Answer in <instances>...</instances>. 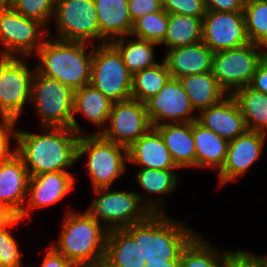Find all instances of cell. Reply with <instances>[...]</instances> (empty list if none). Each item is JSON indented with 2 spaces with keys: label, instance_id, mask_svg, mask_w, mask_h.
Returning <instances> with one entry per match:
<instances>
[{
  "label": "cell",
  "instance_id": "obj_39",
  "mask_svg": "<svg viewBox=\"0 0 267 267\" xmlns=\"http://www.w3.org/2000/svg\"><path fill=\"white\" fill-rule=\"evenodd\" d=\"M18 121L9 117H0V162L8 160L16 153L12 141L16 142Z\"/></svg>",
  "mask_w": 267,
  "mask_h": 267
},
{
  "label": "cell",
  "instance_id": "obj_41",
  "mask_svg": "<svg viewBox=\"0 0 267 267\" xmlns=\"http://www.w3.org/2000/svg\"><path fill=\"white\" fill-rule=\"evenodd\" d=\"M129 14L134 23L140 17L163 10L162 0H128Z\"/></svg>",
  "mask_w": 267,
  "mask_h": 267
},
{
  "label": "cell",
  "instance_id": "obj_17",
  "mask_svg": "<svg viewBox=\"0 0 267 267\" xmlns=\"http://www.w3.org/2000/svg\"><path fill=\"white\" fill-rule=\"evenodd\" d=\"M72 173L58 171L30 176L27 199L21 214L22 221L28 219L33 210L50 207L65 198L75 188Z\"/></svg>",
  "mask_w": 267,
  "mask_h": 267
},
{
  "label": "cell",
  "instance_id": "obj_15",
  "mask_svg": "<svg viewBox=\"0 0 267 267\" xmlns=\"http://www.w3.org/2000/svg\"><path fill=\"white\" fill-rule=\"evenodd\" d=\"M266 140V133L250 130L230 140L225 163L217 173V189L237 181L240 176L243 177L261 158Z\"/></svg>",
  "mask_w": 267,
  "mask_h": 267
},
{
  "label": "cell",
  "instance_id": "obj_27",
  "mask_svg": "<svg viewBox=\"0 0 267 267\" xmlns=\"http://www.w3.org/2000/svg\"><path fill=\"white\" fill-rule=\"evenodd\" d=\"M140 245L125 229L108 231L102 267H145Z\"/></svg>",
  "mask_w": 267,
  "mask_h": 267
},
{
  "label": "cell",
  "instance_id": "obj_45",
  "mask_svg": "<svg viewBox=\"0 0 267 267\" xmlns=\"http://www.w3.org/2000/svg\"><path fill=\"white\" fill-rule=\"evenodd\" d=\"M17 217L10 208L0 204V230L7 228Z\"/></svg>",
  "mask_w": 267,
  "mask_h": 267
},
{
  "label": "cell",
  "instance_id": "obj_26",
  "mask_svg": "<svg viewBox=\"0 0 267 267\" xmlns=\"http://www.w3.org/2000/svg\"><path fill=\"white\" fill-rule=\"evenodd\" d=\"M195 142L196 169L210 168L218 173L225 163L229 141L220 137L211 129L192 122Z\"/></svg>",
  "mask_w": 267,
  "mask_h": 267
},
{
  "label": "cell",
  "instance_id": "obj_46",
  "mask_svg": "<svg viewBox=\"0 0 267 267\" xmlns=\"http://www.w3.org/2000/svg\"><path fill=\"white\" fill-rule=\"evenodd\" d=\"M145 267H180V260H164L158 263H147Z\"/></svg>",
  "mask_w": 267,
  "mask_h": 267
},
{
  "label": "cell",
  "instance_id": "obj_12",
  "mask_svg": "<svg viewBox=\"0 0 267 267\" xmlns=\"http://www.w3.org/2000/svg\"><path fill=\"white\" fill-rule=\"evenodd\" d=\"M30 67L23 57H0V117L20 121L25 104L31 102L36 70Z\"/></svg>",
  "mask_w": 267,
  "mask_h": 267
},
{
  "label": "cell",
  "instance_id": "obj_1",
  "mask_svg": "<svg viewBox=\"0 0 267 267\" xmlns=\"http://www.w3.org/2000/svg\"><path fill=\"white\" fill-rule=\"evenodd\" d=\"M42 133L17 130L16 154L30 176L46 172H69L77 164L79 134L72 128L41 127Z\"/></svg>",
  "mask_w": 267,
  "mask_h": 267
},
{
  "label": "cell",
  "instance_id": "obj_22",
  "mask_svg": "<svg viewBox=\"0 0 267 267\" xmlns=\"http://www.w3.org/2000/svg\"><path fill=\"white\" fill-rule=\"evenodd\" d=\"M112 105L113 102L91 84L76 89L72 129L79 135L89 134L75 118V114L81 113L89 122L98 127V131L96 130L94 134H101L108 124Z\"/></svg>",
  "mask_w": 267,
  "mask_h": 267
},
{
  "label": "cell",
  "instance_id": "obj_19",
  "mask_svg": "<svg viewBox=\"0 0 267 267\" xmlns=\"http://www.w3.org/2000/svg\"><path fill=\"white\" fill-rule=\"evenodd\" d=\"M135 175V182L147 194L135 190L141 201L152 213H165L164 196L171 195L180 183L176 170L143 168L137 169Z\"/></svg>",
  "mask_w": 267,
  "mask_h": 267
},
{
  "label": "cell",
  "instance_id": "obj_16",
  "mask_svg": "<svg viewBox=\"0 0 267 267\" xmlns=\"http://www.w3.org/2000/svg\"><path fill=\"white\" fill-rule=\"evenodd\" d=\"M202 41L215 53L249 43L243 12L206 11Z\"/></svg>",
  "mask_w": 267,
  "mask_h": 267
},
{
  "label": "cell",
  "instance_id": "obj_18",
  "mask_svg": "<svg viewBox=\"0 0 267 267\" xmlns=\"http://www.w3.org/2000/svg\"><path fill=\"white\" fill-rule=\"evenodd\" d=\"M197 121L228 141L248 130L239 105L232 95H228L219 103L201 110L198 113Z\"/></svg>",
  "mask_w": 267,
  "mask_h": 267
},
{
  "label": "cell",
  "instance_id": "obj_35",
  "mask_svg": "<svg viewBox=\"0 0 267 267\" xmlns=\"http://www.w3.org/2000/svg\"><path fill=\"white\" fill-rule=\"evenodd\" d=\"M168 27V13L164 10L137 19L130 36L157 43L164 41Z\"/></svg>",
  "mask_w": 267,
  "mask_h": 267
},
{
  "label": "cell",
  "instance_id": "obj_42",
  "mask_svg": "<svg viewBox=\"0 0 267 267\" xmlns=\"http://www.w3.org/2000/svg\"><path fill=\"white\" fill-rule=\"evenodd\" d=\"M246 0H205L206 11L243 12Z\"/></svg>",
  "mask_w": 267,
  "mask_h": 267
},
{
  "label": "cell",
  "instance_id": "obj_25",
  "mask_svg": "<svg viewBox=\"0 0 267 267\" xmlns=\"http://www.w3.org/2000/svg\"><path fill=\"white\" fill-rule=\"evenodd\" d=\"M101 36L107 41L128 37L133 28L128 0H94Z\"/></svg>",
  "mask_w": 267,
  "mask_h": 267
},
{
  "label": "cell",
  "instance_id": "obj_21",
  "mask_svg": "<svg viewBox=\"0 0 267 267\" xmlns=\"http://www.w3.org/2000/svg\"><path fill=\"white\" fill-rule=\"evenodd\" d=\"M30 175L15 153L0 162V204L7 206L18 216L24 209Z\"/></svg>",
  "mask_w": 267,
  "mask_h": 267
},
{
  "label": "cell",
  "instance_id": "obj_24",
  "mask_svg": "<svg viewBox=\"0 0 267 267\" xmlns=\"http://www.w3.org/2000/svg\"><path fill=\"white\" fill-rule=\"evenodd\" d=\"M179 169L196 168L192 122L164 123L155 127Z\"/></svg>",
  "mask_w": 267,
  "mask_h": 267
},
{
  "label": "cell",
  "instance_id": "obj_34",
  "mask_svg": "<svg viewBox=\"0 0 267 267\" xmlns=\"http://www.w3.org/2000/svg\"><path fill=\"white\" fill-rule=\"evenodd\" d=\"M243 13L249 41L267 49V0H246Z\"/></svg>",
  "mask_w": 267,
  "mask_h": 267
},
{
  "label": "cell",
  "instance_id": "obj_11",
  "mask_svg": "<svg viewBox=\"0 0 267 267\" xmlns=\"http://www.w3.org/2000/svg\"><path fill=\"white\" fill-rule=\"evenodd\" d=\"M90 84L112 102L132 98V74L110 42L94 45Z\"/></svg>",
  "mask_w": 267,
  "mask_h": 267
},
{
  "label": "cell",
  "instance_id": "obj_14",
  "mask_svg": "<svg viewBox=\"0 0 267 267\" xmlns=\"http://www.w3.org/2000/svg\"><path fill=\"white\" fill-rule=\"evenodd\" d=\"M151 127L145 104L131 98L113 102L108 124L101 135L128 148Z\"/></svg>",
  "mask_w": 267,
  "mask_h": 267
},
{
  "label": "cell",
  "instance_id": "obj_13",
  "mask_svg": "<svg viewBox=\"0 0 267 267\" xmlns=\"http://www.w3.org/2000/svg\"><path fill=\"white\" fill-rule=\"evenodd\" d=\"M144 104L152 127L164 123L193 122L198 117L177 78L170 77L159 93L150 97Z\"/></svg>",
  "mask_w": 267,
  "mask_h": 267
},
{
  "label": "cell",
  "instance_id": "obj_40",
  "mask_svg": "<svg viewBox=\"0 0 267 267\" xmlns=\"http://www.w3.org/2000/svg\"><path fill=\"white\" fill-rule=\"evenodd\" d=\"M223 267H263V256H257L243 249L225 251Z\"/></svg>",
  "mask_w": 267,
  "mask_h": 267
},
{
  "label": "cell",
  "instance_id": "obj_8",
  "mask_svg": "<svg viewBox=\"0 0 267 267\" xmlns=\"http://www.w3.org/2000/svg\"><path fill=\"white\" fill-rule=\"evenodd\" d=\"M47 28V29H46ZM48 27L10 6L0 7V57L33 58L48 37Z\"/></svg>",
  "mask_w": 267,
  "mask_h": 267
},
{
  "label": "cell",
  "instance_id": "obj_20",
  "mask_svg": "<svg viewBox=\"0 0 267 267\" xmlns=\"http://www.w3.org/2000/svg\"><path fill=\"white\" fill-rule=\"evenodd\" d=\"M128 163L137 164L139 169L178 170L170 151L155 127H151L144 135L127 148Z\"/></svg>",
  "mask_w": 267,
  "mask_h": 267
},
{
  "label": "cell",
  "instance_id": "obj_23",
  "mask_svg": "<svg viewBox=\"0 0 267 267\" xmlns=\"http://www.w3.org/2000/svg\"><path fill=\"white\" fill-rule=\"evenodd\" d=\"M214 52L203 42L184 47L169 49L162 59L165 61L170 76L181 78L212 70Z\"/></svg>",
  "mask_w": 267,
  "mask_h": 267
},
{
  "label": "cell",
  "instance_id": "obj_31",
  "mask_svg": "<svg viewBox=\"0 0 267 267\" xmlns=\"http://www.w3.org/2000/svg\"><path fill=\"white\" fill-rule=\"evenodd\" d=\"M232 96L239 105L247 129L267 134V94L248 85L236 90Z\"/></svg>",
  "mask_w": 267,
  "mask_h": 267
},
{
  "label": "cell",
  "instance_id": "obj_4",
  "mask_svg": "<svg viewBox=\"0 0 267 267\" xmlns=\"http://www.w3.org/2000/svg\"><path fill=\"white\" fill-rule=\"evenodd\" d=\"M64 41L48 36L40 49L35 66L37 73L53 78L74 91L91 81L94 44ZM89 48V49H88Z\"/></svg>",
  "mask_w": 267,
  "mask_h": 267
},
{
  "label": "cell",
  "instance_id": "obj_5",
  "mask_svg": "<svg viewBox=\"0 0 267 267\" xmlns=\"http://www.w3.org/2000/svg\"><path fill=\"white\" fill-rule=\"evenodd\" d=\"M92 188H109L127 169V147L105 139L101 134L79 136L77 161L86 157Z\"/></svg>",
  "mask_w": 267,
  "mask_h": 267
},
{
  "label": "cell",
  "instance_id": "obj_32",
  "mask_svg": "<svg viewBox=\"0 0 267 267\" xmlns=\"http://www.w3.org/2000/svg\"><path fill=\"white\" fill-rule=\"evenodd\" d=\"M225 252L199 233L183 249L180 267H223Z\"/></svg>",
  "mask_w": 267,
  "mask_h": 267
},
{
  "label": "cell",
  "instance_id": "obj_37",
  "mask_svg": "<svg viewBox=\"0 0 267 267\" xmlns=\"http://www.w3.org/2000/svg\"><path fill=\"white\" fill-rule=\"evenodd\" d=\"M17 217L7 228L0 230V267H22V255L20 244L11 233V227L21 224ZM10 227V228H9Z\"/></svg>",
  "mask_w": 267,
  "mask_h": 267
},
{
  "label": "cell",
  "instance_id": "obj_9",
  "mask_svg": "<svg viewBox=\"0 0 267 267\" xmlns=\"http://www.w3.org/2000/svg\"><path fill=\"white\" fill-rule=\"evenodd\" d=\"M53 19L57 35L48 30L50 37L94 45L108 43L100 34L94 0H55Z\"/></svg>",
  "mask_w": 267,
  "mask_h": 267
},
{
  "label": "cell",
  "instance_id": "obj_29",
  "mask_svg": "<svg viewBox=\"0 0 267 267\" xmlns=\"http://www.w3.org/2000/svg\"><path fill=\"white\" fill-rule=\"evenodd\" d=\"M128 37H120L112 40L110 43L118 50L124 61L127 70L133 75L135 72L154 67L160 62L155 58V47L157 43Z\"/></svg>",
  "mask_w": 267,
  "mask_h": 267
},
{
  "label": "cell",
  "instance_id": "obj_6",
  "mask_svg": "<svg viewBox=\"0 0 267 267\" xmlns=\"http://www.w3.org/2000/svg\"><path fill=\"white\" fill-rule=\"evenodd\" d=\"M87 211L108 230L124 229L145 220L152 212L133 191L99 188L93 190Z\"/></svg>",
  "mask_w": 267,
  "mask_h": 267
},
{
  "label": "cell",
  "instance_id": "obj_2",
  "mask_svg": "<svg viewBox=\"0 0 267 267\" xmlns=\"http://www.w3.org/2000/svg\"><path fill=\"white\" fill-rule=\"evenodd\" d=\"M140 245L147 263L180 260L183 249L198 234L185 221L165 213H151L145 220L124 228Z\"/></svg>",
  "mask_w": 267,
  "mask_h": 267
},
{
  "label": "cell",
  "instance_id": "obj_7",
  "mask_svg": "<svg viewBox=\"0 0 267 267\" xmlns=\"http://www.w3.org/2000/svg\"><path fill=\"white\" fill-rule=\"evenodd\" d=\"M41 127L72 128L74 90L35 71L31 102Z\"/></svg>",
  "mask_w": 267,
  "mask_h": 267
},
{
  "label": "cell",
  "instance_id": "obj_3",
  "mask_svg": "<svg viewBox=\"0 0 267 267\" xmlns=\"http://www.w3.org/2000/svg\"><path fill=\"white\" fill-rule=\"evenodd\" d=\"M65 212L57 243L50 245L79 267H102L109 230L87 210Z\"/></svg>",
  "mask_w": 267,
  "mask_h": 267
},
{
  "label": "cell",
  "instance_id": "obj_43",
  "mask_svg": "<svg viewBox=\"0 0 267 267\" xmlns=\"http://www.w3.org/2000/svg\"><path fill=\"white\" fill-rule=\"evenodd\" d=\"M39 267H79L76 263L65 258L64 255L48 245L44 258Z\"/></svg>",
  "mask_w": 267,
  "mask_h": 267
},
{
  "label": "cell",
  "instance_id": "obj_44",
  "mask_svg": "<svg viewBox=\"0 0 267 267\" xmlns=\"http://www.w3.org/2000/svg\"><path fill=\"white\" fill-rule=\"evenodd\" d=\"M249 86L254 90L267 94V53L263 60L257 65Z\"/></svg>",
  "mask_w": 267,
  "mask_h": 267
},
{
  "label": "cell",
  "instance_id": "obj_10",
  "mask_svg": "<svg viewBox=\"0 0 267 267\" xmlns=\"http://www.w3.org/2000/svg\"><path fill=\"white\" fill-rule=\"evenodd\" d=\"M266 53L265 47L251 42L215 52L211 72L226 93L232 95L236 90L250 85L257 65Z\"/></svg>",
  "mask_w": 267,
  "mask_h": 267
},
{
  "label": "cell",
  "instance_id": "obj_38",
  "mask_svg": "<svg viewBox=\"0 0 267 267\" xmlns=\"http://www.w3.org/2000/svg\"><path fill=\"white\" fill-rule=\"evenodd\" d=\"M162 7L168 14L195 18H203L206 13L205 0H162Z\"/></svg>",
  "mask_w": 267,
  "mask_h": 267
},
{
  "label": "cell",
  "instance_id": "obj_28",
  "mask_svg": "<svg viewBox=\"0 0 267 267\" xmlns=\"http://www.w3.org/2000/svg\"><path fill=\"white\" fill-rule=\"evenodd\" d=\"M179 81L197 113L219 103L228 96L211 71L183 76L179 78Z\"/></svg>",
  "mask_w": 267,
  "mask_h": 267
},
{
  "label": "cell",
  "instance_id": "obj_48",
  "mask_svg": "<svg viewBox=\"0 0 267 267\" xmlns=\"http://www.w3.org/2000/svg\"><path fill=\"white\" fill-rule=\"evenodd\" d=\"M263 267H267V254L263 255Z\"/></svg>",
  "mask_w": 267,
  "mask_h": 267
},
{
  "label": "cell",
  "instance_id": "obj_36",
  "mask_svg": "<svg viewBox=\"0 0 267 267\" xmlns=\"http://www.w3.org/2000/svg\"><path fill=\"white\" fill-rule=\"evenodd\" d=\"M9 6L27 18L38 20L46 27L53 21L55 0H11Z\"/></svg>",
  "mask_w": 267,
  "mask_h": 267
},
{
  "label": "cell",
  "instance_id": "obj_30",
  "mask_svg": "<svg viewBox=\"0 0 267 267\" xmlns=\"http://www.w3.org/2000/svg\"><path fill=\"white\" fill-rule=\"evenodd\" d=\"M203 18H195L188 15L168 14V27L164 41L167 50L187 45H193L202 41Z\"/></svg>",
  "mask_w": 267,
  "mask_h": 267
},
{
  "label": "cell",
  "instance_id": "obj_33",
  "mask_svg": "<svg viewBox=\"0 0 267 267\" xmlns=\"http://www.w3.org/2000/svg\"><path fill=\"white\" fill-rule=\"evenodd\" d=\"M170 72L165 61L132 75V99L145 102L150 97L157 95L170 78Z\"/></svg>",
  "mask_w": 267,
  "mask_h": 267
},
{
  "label": "cell",
  "instance_id": "obj_47",
  "mask_svg": "<svg viewBox=\"0 0 267 267\" xmlns=\"http://www.w3.org/2000/svg\"><path fill=\"white\" fill-rule=\"evenodd\" d=\"M11 0H0V7L1 6H9Z\"/></svg>",
  "mask_w": 267,
  "mask_h": 267
}]
</instances>
